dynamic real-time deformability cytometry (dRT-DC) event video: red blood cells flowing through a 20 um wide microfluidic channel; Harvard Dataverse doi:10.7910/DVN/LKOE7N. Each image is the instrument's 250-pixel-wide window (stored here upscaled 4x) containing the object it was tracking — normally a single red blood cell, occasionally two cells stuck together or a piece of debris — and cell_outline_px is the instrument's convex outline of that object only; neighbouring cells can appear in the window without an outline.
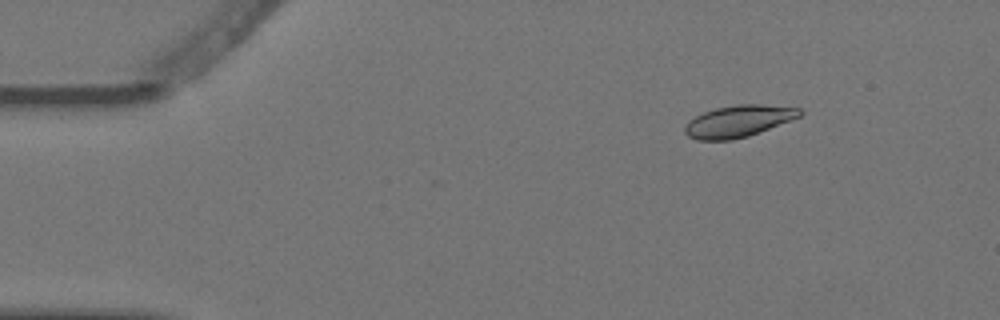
{"species": "Egyptian fruit bat (a non-hibernating species)", "species_latin": "Rousettus aegyptiacus", "temperature_condition": "warm", "stored_images_in_passage": 8, "camera_frame_rate_fps": 3000, "um_per_image_px": 0.085, "animal": {"sex": "female"}, "frame": {"image": 1, "passage_image": 2, "time_ms": 0.333, "image_size_px": [1000, 320], "cell_outline_px": [[804, 112], [800, 116], [748, 136], [732, 140], [696, 140], [688, 136], [684, 132], [684, 124], [688, 120], [704, 112], [716, 108], [736, 104], [764, 104], [800, 108]], "centroid_in_image_um": [62.73, 10.29], "position_along_channel_um": 22.3, "area_um2": 21.27}}
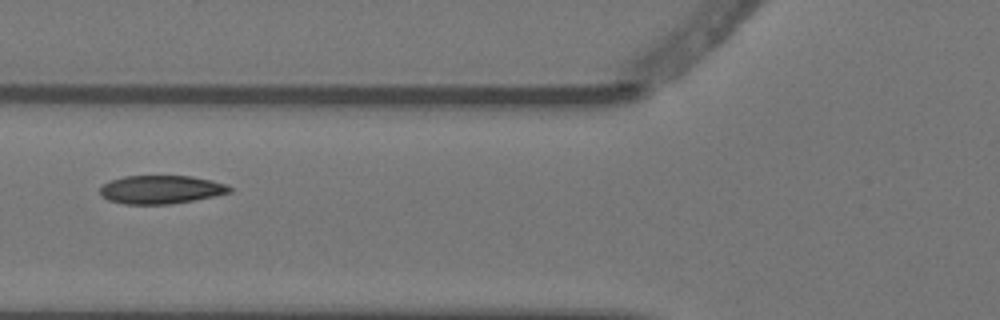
{"frame": {"image": 2, "passage_image": 6, "time_ms": 1.667, "image_size_px": [1000, 320], "cell_outline_px": [[232, 192], [216, 196], [172, 204], [124, 204], [108, 200], [100, 192], [100, 188], [104, 184], [112, 180], [124, 176], [192, 176], [212, 180], [224, 184], [232, 188]], "centroid_in_image_um": [13.72, 16.11], "position_along_channel_um": 112.1, "area_um2": 21.39}}
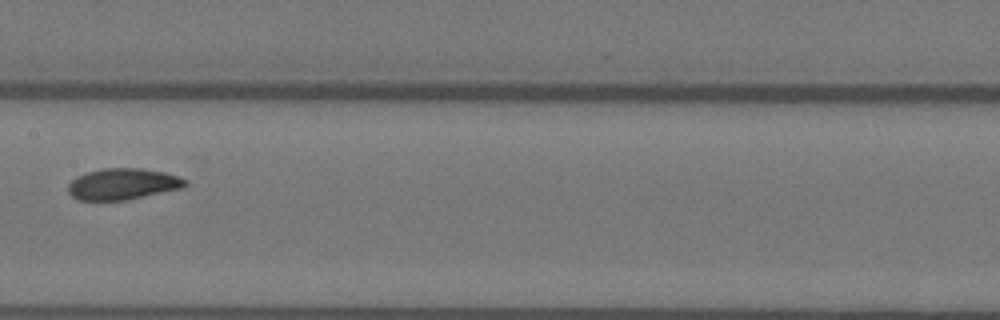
{"frame": {"image": 3, "passage_image": 8, "time_ms": 2.333, "image_size_px": [1000, 320], "cell_outline_px": [[188, 184], [184, 188], [124, 200], [76, 200], [68, 192], [68, 184], [76, 176], [88, 172], [104, 168], [140, 168], [164, 172], [180, 176], [188, 180]], "centroid_in_image_um": [10.46, 15.64], "position_along_channel_um": 196.9, "area_um2": 21.44}}